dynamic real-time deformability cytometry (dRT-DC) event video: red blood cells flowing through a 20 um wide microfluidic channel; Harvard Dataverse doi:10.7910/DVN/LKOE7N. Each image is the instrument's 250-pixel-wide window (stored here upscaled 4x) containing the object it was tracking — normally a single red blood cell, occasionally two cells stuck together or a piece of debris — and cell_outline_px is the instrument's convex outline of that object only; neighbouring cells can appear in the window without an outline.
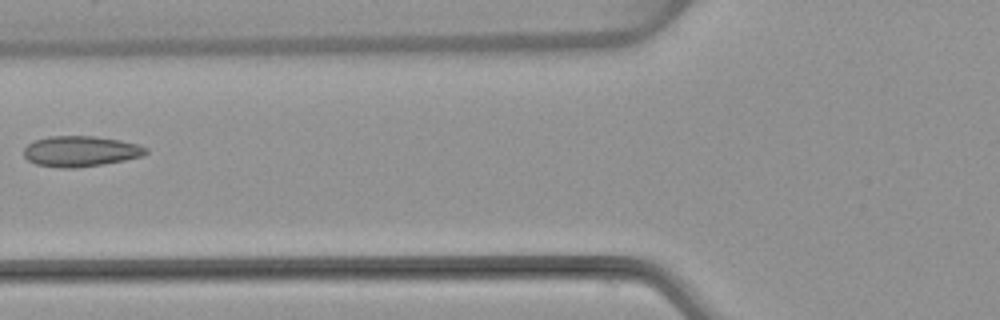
{"species": "common noctule bat (a hibernating species)", "species_latin": "Nyctalus noctula", "temperature_condition": "warm", "stored_images_in_passage": 6, "camera_frame_rate_fps": 3000, "um_per_image_px": 0.085, "animal": {"sex": "female", "body_mass_g": 22.7, "forearm_length_mm": 54.2}, "frame": {"image": 1, "passage_image": 5, "time_ms": 5.0, "image_size_px": [1000, 320], "cell_outline_px": [[148, 152], [144, 156], [104, 164], [76, 168], [60, 168], [36, 164], [28, 160], [24, 156], [24, 148], [28, 144], [36, 140], [48, 136], [96, 136], [120, 140], [136, 144], [148, 148]], "centroid_in_image_um": [6.86, 12.86], "position_along_channel_um": 118.9, "area_um2": 21.85}}
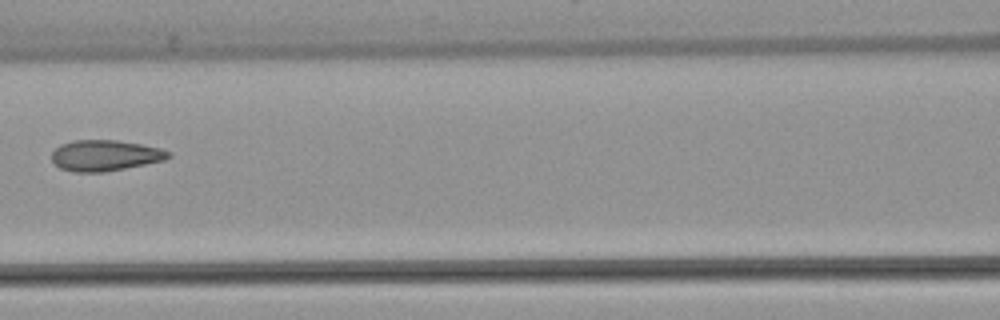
{"frame": {"image": 2, "passage_image": 6, "time_ms": 6.0, "image_size_px": [1000, 320], "cell_outline_px": [[172, 156], [164, 160], [104, 172], [72, 172], [60, 168], [52, 160], [52, 152], [60, 144], [72, 140], [116, 140], [140, 144], [160, 148], [172, 152]], "centroid_in_image_um": [8.92, 13.21], "position_along_channel_um": 157.7, "area_um2": 20.98}}